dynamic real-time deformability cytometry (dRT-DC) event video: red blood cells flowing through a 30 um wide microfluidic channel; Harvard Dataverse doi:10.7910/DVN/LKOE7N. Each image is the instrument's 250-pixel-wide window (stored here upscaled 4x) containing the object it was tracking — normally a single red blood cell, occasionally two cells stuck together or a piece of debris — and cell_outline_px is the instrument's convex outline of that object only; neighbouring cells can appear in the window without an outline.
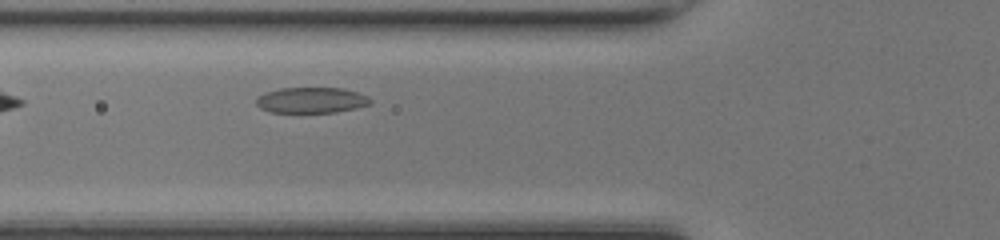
{"species": "common noctule bat (a hibernating species)", "species_latin": "Nyctalus noctula", "temperature_condition": "room temperature", "stored_images_in_passage": 34, "camera_frame_rate_fps": 3000, "um_per_image_px": 0.085, "animal": {"sex": "female", "body_mass_g": 17.0, "forearm_length_mm": 48.0}, "frame": {"image": 1, "passage_image": 5, "time_ms": 1.333, "image_size_px": [1000, 240], "cell_outline_px": [[372, 104], [356, 108], [336, 112], [268, 112], [260, 108], [256, 104], [256, 96], [280, 88], [344, 88], [368, 96], [372, 100]], "centroid_in_image_um": [26.48, 8.51], "position_along_channel_um": 99.3, "area_um2": 17.17}}
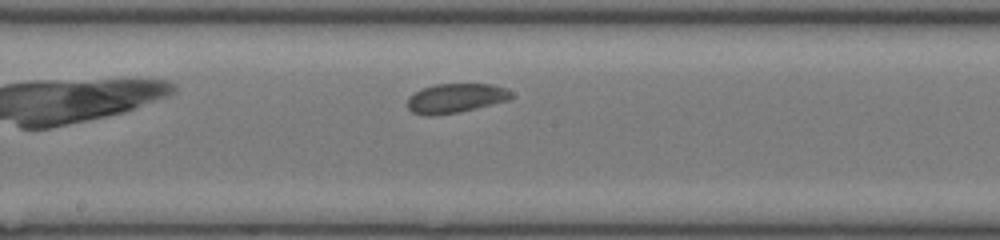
{"frame": {"image": 2, "passage_image": 13, "time_ms": 4.0, "image_size_px": [1000, 240], "cell_outline_px": [[512, 96], [508, 100], [460, 112], [432, 116], [428, 116], [412, 112], [408, 108], [408, 96], [424, 88], [436, 84], [492, 84], [504, 88], [512, 92]], "centroid_in_image_um": [38.72, 8.35], "position_along_channel_um": 209.5, "area_um2": 17.63}}
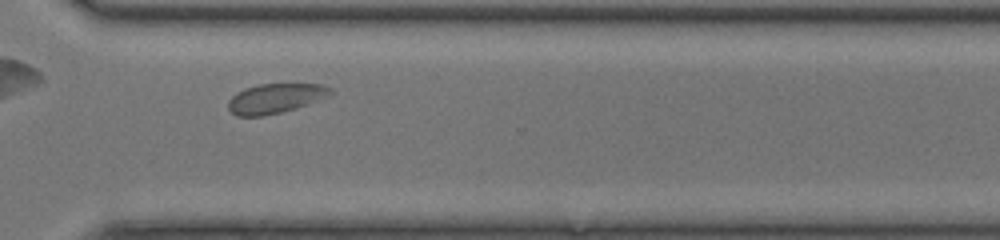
{"frame": {"image": 3, "passage_image": 23, "time_ms": 7.333, "image_size_px": [1000, 240], "cell_outline_px": [[336, 92], [332, 96], [296, 108], [280, 112], [260, 116], [236, 116], [228, 108], [228, 100], [236, 92], [244, 88], [260, 84], [324, 84], [332, 88]], "centroid_in_image_um": [23.46, 8.35], "position_along_channel_um": 347.1, "area_um2": 17.92}}